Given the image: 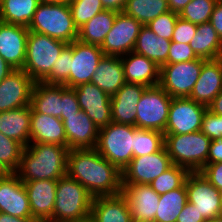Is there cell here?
Returning a JSON list of instances; mask_svg holds the SVG:
<instances>
[{"label": "cell", "instance_id": "obj_1", "mask_svg": "<svg viewBox=\"0 0 222 222\" xmlns=\"http://www.w3.org/2000/svg\"><path fill=\"white\" fill-rule=\"evenodd\" d=\"M93 197L122 193V172L94 149L69 150L67 173Z\"/></svg>", "mask_w": 222, "mask_h": 222}, {"label": "cell", "instance_id": "obj_2", "mask_svg": "<svg viewBox=\"0 0 222 222\" xmlns=\"http://www.w3.org/2000/svg\"><path fill=\"white\" fill-rule=\"evenodd\" d=\"M68 152V147L58 144L30 143L14 173L22 182L58 180L67 173Z\"/></svg>", "mask_w": 222, "mask_h": 222}, {"label": "cell", "instance_id": "obj_3", "mask_svg": "<svg viewBox=\"0 0 222 222\" xmlns=\"http://www.w3.org/2000/svg\"><path fill=\"white\" fill-rule=\"evenodd\" d=\"M27 28L68 44L78 38L68 3H40Z\"/></svg>", "mask_w": 222, "mask_h": 222}, {"label": "cell", "instance_id": "obj_4", "mask_svg": "<svg viewBox=\"0 0 222 222\" xmlns=\"http://www.w3.org/2000/svg\"><path fill=\"white\" fill-rule=\"evenodd\" d=\"M211 139L201 131L164 135V147L175 165L189 172H200L207 164Z\"/></svg>", "mask_w": 222, "mask_h": 222}, {"label": "cell", "instance_id": "obj_5", "mask_svg": "<svg viewBox=\"0 0 222 222\" xmlns=\"http://www.w3.org/2000/svg\"><path fill=\"white\" fill-rule=\"evenodd\" d=\"M93 196L67 174L58 179L53 222H70L91 214Z\"/></svg>", "mask_w": 222, "mask_h": 222}, {"label": "cell", "instance_id": "obj_6", "mask_svg": "<svg viewBox=\"0 0 222 222\" xmlns=\"http://www.w3.org/2000/svg\"><path fill=\"white\" fill-rule=\"evenodd\" d=\"M68 43L29 31L23 70L34 82H42Z\"/></svg>", "mask_w": 222, "mask_h": 222}, {"label": "cell", "instance_id": "obj_7", "mask_svg": "<svg viewBox=\"0 0 222 222\" xmlns=\"http://www.w3.org/2000/svg\"><path fill=\"white\" fill-rule=\"evenodd\" d=\"M95 149L122 172L134 157V126L111 122L99 129Z\"/></svg>", "mask_w": 222, "mask_h": 222}, {"label": "cell", "instance_id": "obj_8", "mask_svg": "<svg viewBox=\"0 0 222 222\" xmlns=\"http://www.w3.org/2000/svg\"><path fill=\"white\" fill-rule=\"evenodd\" d=\"M172 97L160 86L147 87L136 109L138 129L165 132Z\"/></svg>", "mask_w": 222, "mask_h": 222}, {"label": "cell", "instance_id": "obj_9", "mask_svg": "<svg viewBox=\"0 0 222 222\" xmlns=\"http://www.w3.org/2000/svg\"><path fill=\"white\" fill-rule=\"evenodd\" d=\"M206 59L164 64L160 67L159 85L172 98L189 97Z\"/></svg>", "mask_w": 222, "mask_h": 222}, {"label": "cell", "instance_id": "obj_10", "mask_svg": "<svg viewBox=\"0 0 222 222\" xmlns=\"http://www.w3.org/2000/svg\"><path fill=\"white\" fill-rule=\"evenodd\" d=\"M188 202L206 219L222 215V192L214 187L201 172H190L185 181Z\"/></svg>", "mask_w": 222, "mask_h": 222}, {"label": "cell", "instance_id": "obj_11", "mask_svg": "<svg viewBox=\"0 0 222 222\" xmlns=\"http://www.w3.org/2000/svg\"><path fill=\"white\" fill-rule=\"evenodd\" d=\"M207 106L194 100L172 98L164 135L188 134L201 130Z\"/></svg>", "mask_w": 222, "mask_h": 222}, {"label": "cell", "instance_id": "obj_12", "mask_svg": "<svg viewBox=\"0 0 222 222\" xmlns=\"http://www.w3.org/2000/svg\"><path fill=\"white\" fill-rule=\"evenodd\" d=\"M172 165L171 158L164 146L158 152L133 157L122 171V185H149Z\"/></svg>", "mask_w": 222, "mask_h": 222}, {"label": "cell", "instance_id": "obj_13", "mask_svg": "<svg viewBox=\"0 0 222 222\" xmlns=\"http://www.w3.org/2000/svg\"><path fill=\"white\" fill-rule=\"evenodd\" d=\"M142 26L132 16L119 12L100 46L103 54L121 57L133 51Z\"/></svg>", "mask_w": 222, "mask_h": 222}, {"label": "cell", "instance_id": "obj_14", "mask_svg": "<svg viewBox=\"0 0 222 222\" xmlns=\"http://www.w3.org/2000/svg\"><path fill=\"white\" fill-rule=\"evenodd\" d=\"M72 89L77 96L80 110L87 114L98 129L112 122L110 95L91 82L80 84Z\"/></svg>", "mask_w": 222, "mask_h": 222}, {"label": "cell", "instance_id": "obj_15", "mask_svg": "<svg viewBox=\"0 0 222 222\" xmlns=\"http://www.w3.org/2000/svg\"><path fill=\"white\" fill-rule=\"evenodd\" d=\"M33 85L23 69H14L0 82V112L30 105Z\"/></svg>", "mask_w": 222, "mask_h": 222}, {"label": "cell", "instance_id": "obj_16", "mask_svg": "<svg viewBox=\"0 0 222 222\" xmlns=\"http://www.w3.org/2000/svg\"><path fill=\"white\" fill-rule=\"evenodd\" d=\"M103 55V51L98 45L84 44L78 40L73 41L69 88L91 82L93 74Z\"/></svg>", "mask_w": 222, "mask_h": 222}, {"label": "cell", "instance_id": "obj_17", "mask_svg": "<svg viewBox=\"0 0 222 222\" xmlns=\"http://www.w3.org/2000/svg\"><path fill=\"white\" fill-rule=\"evenodd\" d=\"M0 212L33 219L25 185L14 172L0 179Z\"/></svg>", "mask_w": 222, "mask_h": 222}, {"label": "cell", "instance_id": "obj_18", "mask_svg": "<svg viewBox=\"0 0 222 222\" xmlns=\"http://www.w3.org/2000/svg\"><path fill=\"white\" fill-rule=\"evenodd\" d=\"M28 33L26 26L0 21V56L13 69L24 67Z\"/></svg>", "mask_w": 222, "mask_h": 222}, {"label": "cell", "instance_id": "obj_19", "mask_svg": "<svg viewBox=\"0 0 222 222\" xmlns=\"http://www.w3.org/2000/svg\"><path fill=\"white\" fill-rule=\"evenodd\" d=\"M23 183L33 219L36 222H53L58 180H34Z\"/></svg>", "mask_w": 222, "mask_h": 222}, {"label": "cell", "instance_id": "obj_20", "mask_svg": "<svg viewBox=\"0 0 222 222\" xmlns=\"http://www.w3.org/2000/svg\"><path fill=\"white\" fill-rule=\"evenodd\" d=\"M122 194L126 197L132 221L155 222L160 195L150 185H122Z\"/></svg>", "mask_w": 222, "mask_h": 222}, {"label": "cell", "instance_id": "obj_21", "mask_svg": "<svg viewBox=\"0 0 222 222\" xmlns=\"http://www.w3.org/2000/svg\"><path fill=\"white\" fill-rule=\"evenodd\" d=\"M61 120L69 150L96 148L99 129L84 111L61 118Z\"/></svg>", "mask_w": 222, "mask_h": 222}, {"label": "cell", "instance_id": "obj_22", "mask_svg": "<svg viewBox=\"0 0 222 222\" xmlns=\"http://www.w3.org/2000/svg\"><path fill=\"white\" fill-rule=\"evenodd\" d=\"M147 87L140 84L125 83L111 96L112 122L136 126V109Z\"/></svg>", "mask_w": 222, "mask_h": 222}, {"label": "cell", "instance_id": "obj_23", "mask_svg": "<svg viewBox=\"0 0 222 222\" xmlns=\"http://www.w3.org/2000/svg\"><path fill=\"white\" fill-rule=\"evenodd\" d=\"M127 83L152 87L159 85L160 67L144 55L134 51L120 57Z\"/></svg>", "mask_w": 222, "mask_h": 222}, {"label": "cell", "instance_id": "obj_24", "mask_svg": "<svg viewBox=\"0 0 222 222\" xmlns=\"http://www.w3.org/2000/svg\"><path fill=\"white\" fill-rule=\"evenodd\" d=\"M30 143H49L67 147L63 121L55 116L37 113L31 108Z\"/></svg>", "mask_w": 222, "mask_h": 222}, {"label": "cell", "instance_id": "obj_25", "mask_svg": "<svg viewBox=\"0 0 222 222\" xmlns=\"http://www.w3.org/2000/svg\"><path fill=\"white\" fill-rule=\"evenodd\" d=\"M222 91V73L216 60H207L188 98L208 107Z\"/></svg>", "mask_w": 222, "mask_h": 222}, {"label": "cell", "instance_id": "obj_26", "mask_svg": "<svg viewBox=\"0 0 222 222\" xmlns=\"http://www.w3.org/2000/svg\"><path fill=\"white\" fill-rule=\"evenodd\" d=\"M91 215L95 222H132L126 197L122 193L94 197Z\"/></svg>", "mask_w": 222, "mask_h": 222}, {"label": "cell", "instance_id": "obj_27", "mask_svg": "<svg viewBox=\"0 0 222 222\" xmlns=\"http://www.w3.org/2000/svg\"><path fill=\"white\" fill-rule=\"evenodd\" d=\"M91 83L97 85L108 95H114L126 83L121 58L103 55Z\"/></svg>", "mask_w": 222, "mask_h": 222}, {"label": "cell", "instance_id": "obj_28", "mask_svg": "<svg viewBox=\"0 0 222 222\" xmlns=\"http://www.w3.org/2000/svg\"><path fill=\"white\" fill-rule=\"evenodd\" d=\"M31 106L0 112V132L24 147L30 144Z\"/></svg>", "mask_w": 222, "mask_h": 222}, {"label": "cell", "instance_id": "obj_29", "mask_svg": "<svg viewBox=\"0 0 222 222\" xmlns=\"http://www.w3.org/2000/svg\"><path fill=\"white\" fill-rule=\"evenodd\" d=\"M31 108L41 114L62 118V85L34 82Z\"/></svg>", "mask_w": 222, "mask_h": 222}, {"label": "cell", "instance_id": "obj_30", "mask_svg": "<svg viewBox=\"0 0 222 222\" xmlns=\"http://www.w3.org/2000/svg\"><path fill=\"white\" fill-rule=\"evenodd\" d=\"M171 40L156 36V34L143 25L139 31L134 52L144 55L154 61L159 67L167 64Z\"/></svg>", "mask_w": 222, "mask_h": 222}, {"label": "cell", "instance_id": "obj_31", "mask_svg": "<svg viewBox=\"0 0 222 222\" xmlns=\"http://www.w3.org/2000/svg\"><path fill=\"white\" fill-rule=\"evenodd\" d=\"M117 14L111 10L98 13L78 29L77 40L84 44L101 46L107 33L112 29Z\"/></svg>", "mask_w": 222, "mask_h": 222}, {"label": "cell", "instance_id": "obj_32", "mask_svg": "<svg viewBox=\"0 0 222 222\" xmlns=\"http://www.w3.org/2000/svg\"><path fill=\"white\" fill-rule=\"evenodd\" d=\"M189 45L199 58L206 60H215L222 51V40L210 22L197 25Z\"/></svg>", "mask_w": 222, "mask_h": 222}, {"label": "cell", "instance_id": "obj_33", "mask_svg": "<svg viewBox=\"0 0 222 222\" xmlns=\"http://www.w3.org/2000/svg\"><path fill=\"white\" fill-rule=\"evenodd\" d=\"M39 0H1L0 21L28 27Z\"/></svg>", "mask_w": 222, "mask_h": 222}, {"label": "cell", "instance_id": "obj_34", "mask_svg": "<svg viewBox=\"0 0 222 222\" xmlns=\"http://www.w3.org/2000/svg\"><path fill=\"white\" fill-rule=\"evenodd\" d=\"M187 202L185 183L180 188L160 195L155 222H176L178 215Z\"/></svg>", "mask_w": 222, "mask_h": 222}, {"label": "cell", "instance_id": "obj_35", "mask_svg": "<svg viewBox=\"0 0 222 222\" xmlns=\"http://www.w3.org/2000/svg\"><path fill=\"white\" fill-rule=\"evenodd\" d=\"M170 11L167 0H127L123 12L142 25Z\"/></svg>", "mask_w": 222, "mask_h": 222}, {"label": "cell", "instance_id": "obj_36", "mask_svg": "<svg viewBox=\"0 0 222 222\" xmlns=\"http://www.w3.org/2000/svg\"><path fill=\"white\" fill-rule=\"evenodd\" d=\"M164 146V133L134 126V157L158 152Z\"/></svg>", "mask_w": 222, "mask_h": 222}, {"label": "cell", "instance_id": "obj_37", "mask_svg": "<svg viewBox=\"0 0 222 222\" xmlns=\"http://www.w3.org/2000/svg\"><path fill=\"white\" fill-rule=\"evenodd\" d=\"M190 172L179 165L173 164L168 170L159 175L149 185L159 195L180 188Z\"/></svg>", "mask_w": 222, "mask_h": 222}, {"label": "cell", "instance_id": "obj_38", "mask_svg": "<svg viewBox=\"0 0 222 222\" xmlns=\"http://www.w3.org/2000/svg\"><path fill=\"white\" fill-rule=\"evenodd\" d=\"M73 56V42L67 44L52 66L51 73L42 81L47 84L65 85L69 88L70 61Z\"/></svg>", "mask_w": 222, "mask_h": 222}, {"label": "cell", "instance_id": "obj_39", "mask_svg": "<svg viewBox=\"0 0 222 222\" xmlns=\"http://www.w3.org/2000/svg\"><path fill=\"white\" fill-rule=\"evenodd\" d=\"M218 0H191L179 13V17L196 25L210 22Z\"/></svg>", "mask_w": 222, "mask_h": 222}, {"label": "cell", "instance_id": "obj_40", "mask_svg": "<svg viewBox=\"0 0 222 222\" xmlns=\"http://www.w3.org/2000/svg\"><path fill=\"white\" fill-rule=\"evenodd\" d=\"M68 4L74 24L78 29L105 10L101 0H70Z\"/></svg>", "mask_w": 222, "mask_h": 222}, {"label": "cell", "instance_id": "obj_41", "mask_svg": "<svg viewBox=\"0 0 222 222\" xmlns=\"http://www.w3.org/2000/svg\"><path fill=\"white\" fill-rule=\"evenodd\" d=\"M24 146L0 132V162L10 171L15 172L20 164Z\"/></svg>", "mask_w": 222, "mask_h": 222}, {"label": "cell", "instance_id": "obj_42", "mask_svg": "<svg viewBox=\"0 0 222 222\" xmlns=\"http://www.w3.org/2000/svg\"><path fill=\"white\" fill-rule=\"evenodd\" d=\"M178 17V13L170 10L159 15L146 26L151 29L156 36L171 40Z\"/></svg>", "mask_w": 222, "mask_h": 222}, {"label": "cell", "instance_id": "obj_43", "mask_svg": "<svg viewBox=\"0 0 222 222\" xmlns=\"http://www.w3.org/2000/svg\"><path fill=\"white\" fill-rule=\"evenodd\" d=\"M200 131L211 140L222 138V116L207 109L202 118Z\"/></svg>", "mask_w": 222, "mask_h": 222}, {"label": "cell", "instance_id": "obj_44", "mask_svg": "<svg viewBox=\"0 0 222 222\" xmlns=\"http://www.w3.org/2000/svg\"><path fill=\"white\" fill-rule=\"evenodd\" d=\"M199 57L195 54L189 44L171 41L170 51L167 57V64L192 61Z\"/></svg>", "mask_w": 222, "mask_h": 222}, {"label": "cell", "instance_id": "obj_45", "mask_svg": "<svg viewBox=\"0 0 222 222\" xmlns=\"http://www.w3.org/2000/svg\"><path fill=\"white\" fill-rule=\"evenodd\" d=\"M197 25L178 17L171 41L189 44L196 34Z\"/></svg>", "mask_w": 222, "mask_h": 222}, {"label": "cell", "instance_id": "obj_46", "mask_svg": "<svg viewBox=\"0 0 222 222\" xmlns=\"http://www.w3.org/2000/svg\"><path fill=\"white\" fill-rule=\"evenodd\" d=\"M79 102L75 91L62 85V118H67L80 112Z\"/></svg>", "mask_w": 222, "mask_h": 222}, {"label": "cell", "instance_id": "obj_47", "mask_svg": "<svg viewBox=\"0 0 222 222\" xmlns=\"http://www.w3.org/2000/svg\"><path fill=\"white\" fill-rule=\"evenodd\" d=\"M200 172L214 187L222 192V162L206 164Z\"/></svg>", "mask_w": 222, "mask_h": 222}, {"label": "cell", "instance_id": "obj_48", "mask_svg": "<svg viewBox=\"0 0 222 222\" xmlns=\"http://www.w3.org/2000/svg\"><path fill=\"white\" fill-rule=\"evenodd\" d=\"M207 220L197 211L196 207L187 202L176 222H206Z\"/></svg>", "mask_w": 222, "mask_h": 222}, {"label": "cell", "instance_id": "obj_49", "mask_svg": "<svg viewBox=\"0 0 222 222\" xmlns=\"http://www.w3.org/2000/svg\"><path fill=\"white\" fill-rule=\"evenodd\" d=\"M222 162V138L211 140L207 164Z\"/></svg>", "mask_w": 222, "mask_h": 222}, {"label": "cell", "instance_id": "obj_50", "mask_svg": "<svg viewBox=\"0 0 222 222\" xmlns=\"http://www.w3.org/2000/svg\"><path fill=\"white\" fill-rule=\"evenodd\" d=\"M210 23L222 40V0H218L211 14Z\"/></svg>", "mask_w": 222, "mask_h": 222}, {"label": "cell", "instance_id": "obj_51", "mask_svg": "<svg viewBox=\"0 0 222 222\" xmlns=\"http://www.w3.org/2000/svg\"><path fill=\"white\" fill-rule=\"evenodd\" d=\"M126 2L127 0H101L105 10H111L117 13L123 12Z\"/></svg>", "mask_w": 222, "mask_h": 222}, {"label": "cell", "instance_id": "obj_52", "mask_svg": "<svg viewBox=\"0 0 222 222\" xmlns=\"http://www.w3.org/2000/svg\"><path fill=\"white\" fill-rule=\"evenodd\" d=\"M207 109L214 114L222 116V91L213 99Z\"/></svg>", "mask_w": 222, "mask_h": 222}, {"label": "cell", "instance_id": "obj_53", "mask_svg": "<svg viewBox=\"0 0 222 222\" xmlns=\"http://www.w3.org/2000/svg\"><path fill=\"white\" fill-rule=\"evenodd\" d=\"M169 9L173 12L180 13L183 8L191 1V0H167Z\"/></svg>", "mask_w": 222, "mask_h": 222}, {"label": "cell", "instance_id": "obj_54", "mask_svg": "<svg viewBox=\"0 0 222 222\" xmlns=\"http://www.w3.org/2000/svg\"><path fill=\"white\" fill-rule=\"evenodd\" d=\"M14 69L0 56V82Z\"/></svg>", "mask_w": 222, "mask_h": 222}, {"label": "cell", "instance_id": "obj_55", "mask_svg": "<svg viewBox=\"0 0 222 222\" xmlns=\"http://www.w3.org/2000/svg\"><path fill=\"white\" fill-rule=\"evenodd\" d=\"M0 222H36L34 219L19 218L0 212Z\"/></svg>", "mask_w": 222, "mask_h": 222}, {"label": "cell", "instance_id": "obj_56", "mask_svg": "<svg viewBox=\"0 0 222 222\" xmlns=\"http://www.w3.org/2000/svg\"><path fill=\"white\" fill-rule=\"evenodd\" d=\"M11 172L0 162V179L8 176Z\"/></svg>", "mask_w": 222, "mask_h": 222}, {"label": "cell", "instance_id": "obj_57", "mask_svg": "<svg viewBox=\"0 0 222 222\" xmlns=\"http://www.w3.org/2000/svg\"><path fill=\"white\" fill-rule=\"evenodd\" d=\"M70 222H95V220H94V217L90 214L86 217H83V218H80V219H77V220H73V221H70Z\"/></svg>", "mask_w": 222, "mask_h": 222}, {"label": "cell", "instance_id": "obj_58", "mask_svg": "<svg viewBox=\"0 0 222 222\" xmlns=\"http://www.w3.org/2000/svg\"><path fill=\"white\" fill-rule=\"evenodd\" d=\"M70 0H39L40 3H68Z\"/></svg>", "mask_w": 222, "mask_h": 222}, {"label": "cell", "instance_id": "obj_59", "mask_svg": "<svg viewBox=\"0 0 222 222\" xmlns=\"http://www.w3.org/2000/svg\"><path fill=\"white\" fill-rule=\"evenodd\" d=\"M215 60L219 64L220 69H221V73H222V51L218 54V56L215 58Z\"/></svg>", "mask_w": 222, "mask_h": 222}, {"label": "cell", "instance_id": "obj_60", "mask_svg": "<svg viewBox=\"0 0 222 222\" xmlns=\"http://www.w3.org/2000/svg\"><path fill=\"white\" fill-rule=\"evenodd\" d=\"M206 222H222V215L213 219H208Z\"/></svg>", "mask_w": 222, "mask_h": 222}]
</instances>
